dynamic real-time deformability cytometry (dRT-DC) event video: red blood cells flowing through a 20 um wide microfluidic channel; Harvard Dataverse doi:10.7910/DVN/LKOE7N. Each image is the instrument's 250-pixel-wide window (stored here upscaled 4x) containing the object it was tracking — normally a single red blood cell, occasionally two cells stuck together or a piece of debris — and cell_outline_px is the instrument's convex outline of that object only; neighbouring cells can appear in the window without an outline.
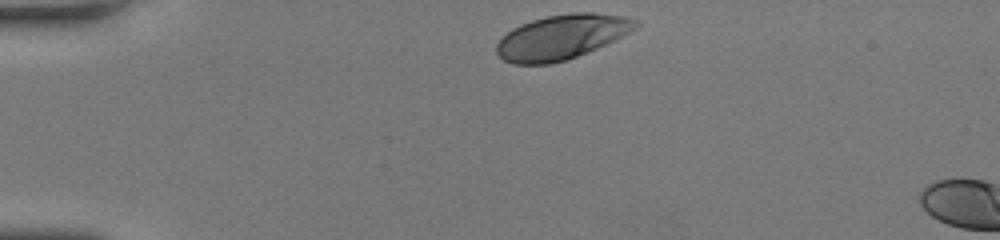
{"species": "human", "species_latin": "Homo sapiens", "temperature_condition": "room temperature", "stored_images_in_passage": 4, "camera_frame_rate_fps": 3000, "um_per_image_px": 0.085, "donor": {"sex": "female"}, "frame": {"image": 1, "passage_image": 1, "time_ms": 0.0, "image_size_px": [1000, 240], "cell_outline_px": [[640, 24], [636, 28], [596, 48], [576, 56], [564, 60], [548, 64], [512, 64], [504, 60], [496, 52], [496, 44], [512, 28], [520, 24], [532, 20], [548, 16], [576, 12], [592, 12], [628, 16], [636, 20]], "centroid_in_image_um": [47.72, 3.13], "position_along_channel_um": 37.3, "area_um2": 35.72}}